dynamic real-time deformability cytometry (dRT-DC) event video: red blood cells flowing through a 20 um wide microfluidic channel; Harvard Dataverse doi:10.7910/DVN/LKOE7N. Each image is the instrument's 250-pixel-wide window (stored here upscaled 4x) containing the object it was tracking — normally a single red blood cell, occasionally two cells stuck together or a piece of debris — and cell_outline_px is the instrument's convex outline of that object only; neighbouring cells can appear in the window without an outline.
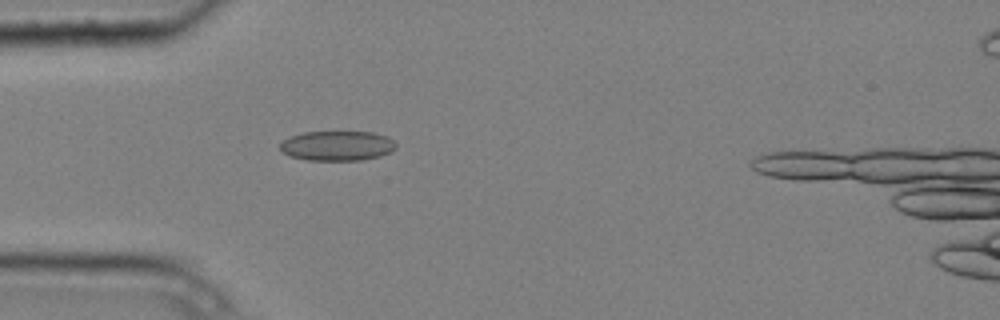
{"species": "common noctule bat (a hibernating species)", "species_latin": "Nyctalus noctula", "temperature_condition": "cold", "stored_images_in_passage": 4, "camera_frame_rate_fps": 3000, "um_per_image_px": 0.085, "animal": {"sex": "male", "body_mass_g": 20.4}, "frame": {"image": 1, "passage_image": 4, "time_ms": 1.0, "image_size_px": [1000, 320], "cell_outline_px": [[396, 148], [392, 152], [380, 156], [360, 160], [308, 160], [288, 156], [280, 148], [280, 140], [288, 136], [304, 132], [372, 132], [388, 136], [396, 144]], "centroid_in_image_um": [28.65, 12.39], "position_along_channel_um": 56.4, "area_um2": 20.35}}